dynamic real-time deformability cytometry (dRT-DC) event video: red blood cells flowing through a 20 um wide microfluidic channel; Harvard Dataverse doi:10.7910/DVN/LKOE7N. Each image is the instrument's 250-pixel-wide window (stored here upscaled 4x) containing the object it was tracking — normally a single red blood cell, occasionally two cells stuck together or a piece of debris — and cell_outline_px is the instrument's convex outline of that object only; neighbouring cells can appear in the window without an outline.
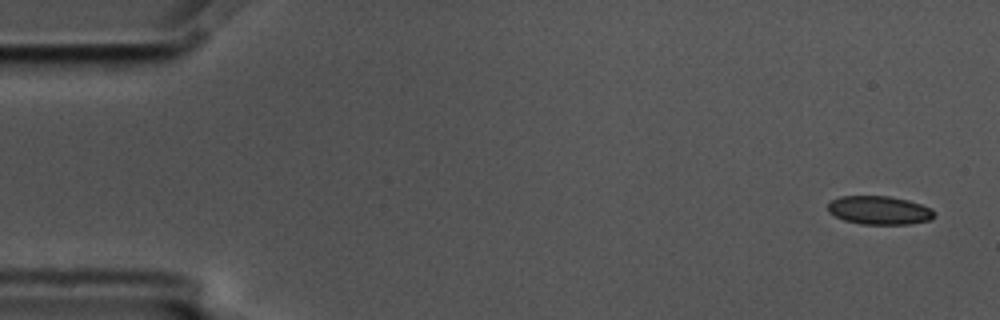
{"species": "common noctule bat (a hibernating species)", "species_latin": "Nyctalus noctula", "temperature_condition": "cold", "stored_images_in_passage": 4, "camera_frame_rate_fps": 3000, "um_per_image_px": 0.085, "animal": {"sex": "male", "body_mass_g": 17.5, "forearm_length_mm": 52.3}, "frame": {"image": 1, "passage_image": 1, "time_ms": 0.0, "image_size_px": [1000, 320], "cell_outline_px": [[932, 220], [908, 224], [860, 224], [844, 220], [828, 212], [828, 204], [832, 200], [840, 196], [888, 196], [908, 200], [932, 208]], "centroid_in_image_um": [74.72, 17.87], "position_along_channel_um": 10.3, "area_um2": 17.57}}
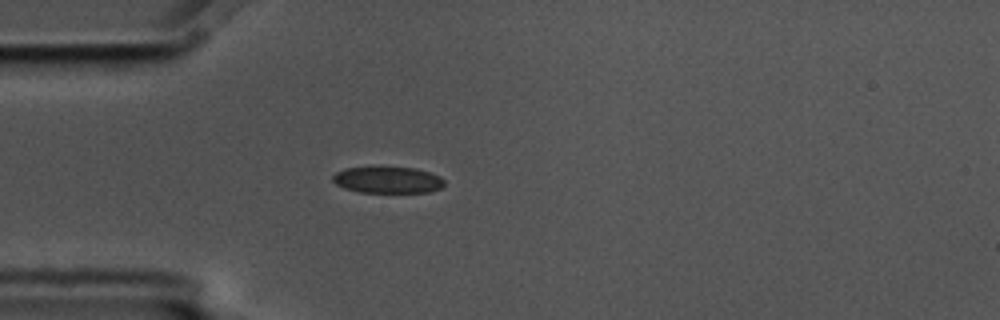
{"frame": {"image": 2, "passage_image": 4, "time_ms": 1.0, "image_size_px": [1000, 320], "cell_outline_px": [[444, 184], [440, 188], [428, 192], [360, 192], [344, 188], [336, 184], [332, 180], [332, 176], [336, 172], [344, 168], [416, 168], [440, 176], [444, 180]], "centroid_in_image_um": [32.94, 15.3], "position_along_channel_um": 52.1, "area_um2": 16.94}}